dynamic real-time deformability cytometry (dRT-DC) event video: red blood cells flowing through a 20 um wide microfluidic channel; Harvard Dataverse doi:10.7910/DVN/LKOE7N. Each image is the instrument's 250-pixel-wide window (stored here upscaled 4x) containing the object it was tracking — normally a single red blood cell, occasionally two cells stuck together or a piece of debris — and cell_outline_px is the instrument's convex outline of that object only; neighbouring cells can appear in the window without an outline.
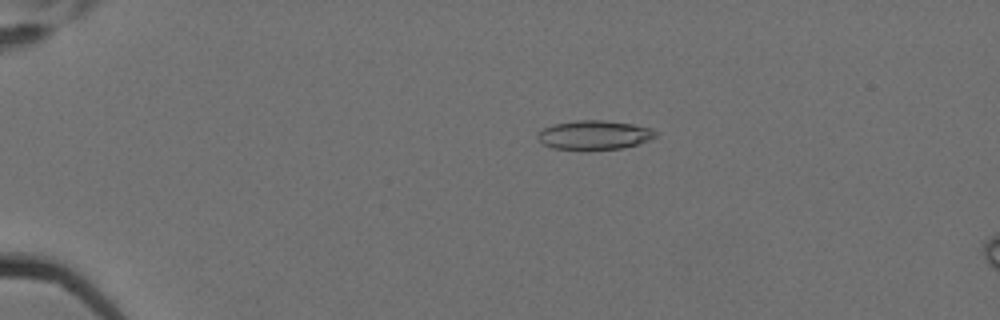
{"species": "Egyptian fruit bat (a non-hibernating species)", "species_latin": "Rousettus aegyptiacus", "temperature_condition": "cold", "stored_images_in_passage": 6, "camera_frame_rate_fps": 3000, "um_per_image_px": 0.085, "animal": {"sex": "female"}, "frame": {"image": 1, "passage_image": 4, "time_ms": 1.0, "image_size_px": [1000, 320], "cell_outline_px": [[656, 136], [648, 140], [636, 144], [620, 148], [552, 148], [544, 144], [536, 136], [544, 128], [556, 124], [576, 120], [604, 120], [632, 124], [652, 128], [656, 132]], "centroid_in_image_um": [50.54, 11.44], "position_along_channel_um": 34.5, "area_um2": 19.31}}